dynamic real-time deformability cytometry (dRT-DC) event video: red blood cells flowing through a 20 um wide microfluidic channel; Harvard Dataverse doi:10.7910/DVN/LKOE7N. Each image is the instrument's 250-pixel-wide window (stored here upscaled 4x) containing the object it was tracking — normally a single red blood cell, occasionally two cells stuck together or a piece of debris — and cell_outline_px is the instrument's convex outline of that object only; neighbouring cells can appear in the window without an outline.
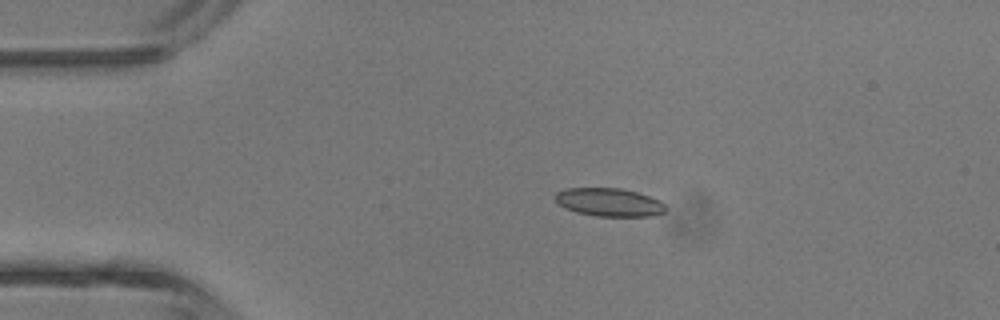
{"species": "common noctule bat (a hibernating species)", "species_latin": "Nyctalus noctula", "temperature_condition": "room temperature", "stored_images_in_passage": 2, "camera_frame_rate_fps": 3000, "um_per_image_px": 0.085, "animal": {"sex": "male", "body_mass_g": 13.3}, "frame": {"image": 1, "passage_image": 1, "time_ms": 0.0, "image_size_px": [1000, 320], "cell_outline_px": [[664, 212], [652, 216], [596, 216], [576, 212], [564, 208], [556, 204], [552, 196], [556, 192], [568, 188], [620, 188], [636, 192], [660, 200], [664, 204]], "centroid_in_image_um": [51.7, 17.19], "position_along_channel_um": 33.3, "area_um2": 18.26}}